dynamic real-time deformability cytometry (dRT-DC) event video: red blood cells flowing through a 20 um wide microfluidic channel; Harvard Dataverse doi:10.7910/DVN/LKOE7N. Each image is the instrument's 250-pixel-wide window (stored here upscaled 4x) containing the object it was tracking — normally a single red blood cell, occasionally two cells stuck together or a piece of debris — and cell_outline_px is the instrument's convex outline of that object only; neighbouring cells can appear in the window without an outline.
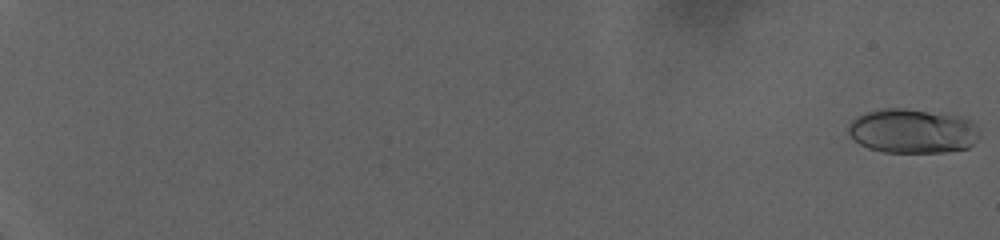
{"species": "human", "species_latin": "Homo sapiens", "temperature_condition": "warm", "stored_images_in_passage": 81, "camera_frame_rate_fps": 3000, "um_per_image_px": 0.085, "donor": {"sex": "female"}, "frame": {"image": 1, "passage_image": 1, "time_ms": 0.0, "image_size_px": [1000, 240], "cell_outline_px": [[976, 140], [968, 148], [944, 152], [884, 152], [868, 148], [860, 144], [848, 132], [848, 128], [852, 120], [856, 116], [868, 112], [884, 108], [904, 108], [952, 112], [964, 116], [972, 120], [976, 128]], "centroid_in_image_um": [77.6, 11.1], "position_along_channel_um": 7.4, "area_um2": 34.33}}
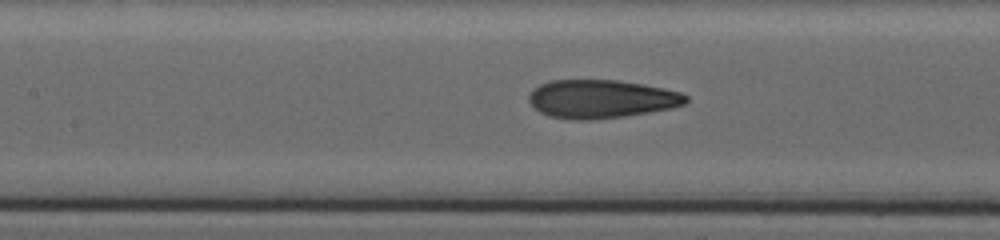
{"frame": {"image": 2, "passage_image": 45, "time_ms": 14.667, "image_size_px": [1000, 240], "cell_outline_px": [[688, 100], [684, 104], [672, 108], [624, 116], [592, 120], [576, 120], [548, 116], [540, 112], [528, 100], [528, 96], [532, 88], [540, 84], [552, 80], [616, 80], [644, 84], [664, 88], [680, 92], [688, 96]], "centroid_in_image_um": [51.1, 8.41], "position_along_channel_um": 156.3, "area_um2": 35.2}}
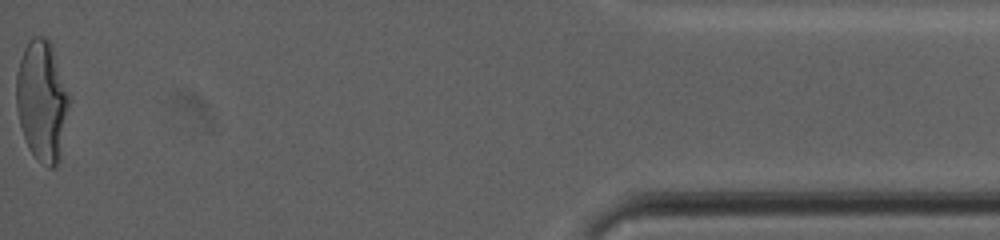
{"frame": {"image": 3, "passage_image": 81, "time_ms": 26.667, "image_size_px": [1000, 240], "cell_outline_px": [[68, 104], [60, 160], [52, 168], [48, 168], [36, 160], [28, 148], [20, 124], [16, 108], [16, 72], [24, 48], [28, 40], [36, 36], [44, 36], [52, 44], [68, 96]], "centroid_in_image_um": [3.53, 8.58], "position_along_channel_um": 431.7, "area_um2": 36.88}, "authors_computed_cell_mechanics": {"area_um2": 34.1598, "velocity_mm_per_s": 2.8477, "shape_relaxation_time_tau1_ms": 7.0397, "shape_relaxation_time_tau2_ms": 1.2508, "deformation_change_tau1": 0.2411, "deformation_change_tau2": 0.0872}}